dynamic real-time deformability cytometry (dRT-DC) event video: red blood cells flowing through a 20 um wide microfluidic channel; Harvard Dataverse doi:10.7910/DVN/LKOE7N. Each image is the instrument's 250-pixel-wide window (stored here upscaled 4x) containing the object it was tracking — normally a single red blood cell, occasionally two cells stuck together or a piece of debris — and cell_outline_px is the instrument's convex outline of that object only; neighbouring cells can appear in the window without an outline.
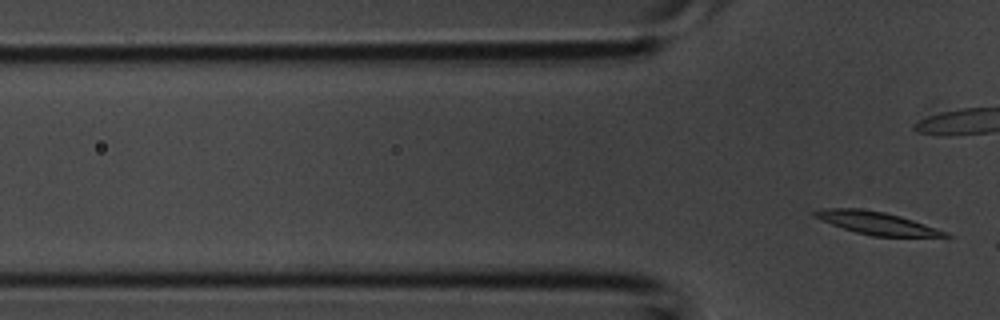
{"species": "common noctule bat (a hibernating species)", "species_latin": "Nyctalus noctula", "temperature_condition": "room temperature", "stored_images_in_passage": 3, "camera_frame_rate_fps": 3000, "um_per_image_px": 0.085, "animal": {"sex": "male", "body_mass_g": 20.1, "forearm_length_mm": 53.5}, "frame": {"image": 1, "passage_image": 3, "time_ms": 0.667, "image_size_px": [1000, 320], "cell_outline_px": [[952, 236], [872, 236], [856, 232], [832, 224], [812, 216], [808, 212], [824, 208], [860, 208], [884, 212], [900, 216], [948, 232]], "centroid_in_image_um": [74.43, 18.94], "position_along_channel_um": 51.4, "area_um2": 16.99}}